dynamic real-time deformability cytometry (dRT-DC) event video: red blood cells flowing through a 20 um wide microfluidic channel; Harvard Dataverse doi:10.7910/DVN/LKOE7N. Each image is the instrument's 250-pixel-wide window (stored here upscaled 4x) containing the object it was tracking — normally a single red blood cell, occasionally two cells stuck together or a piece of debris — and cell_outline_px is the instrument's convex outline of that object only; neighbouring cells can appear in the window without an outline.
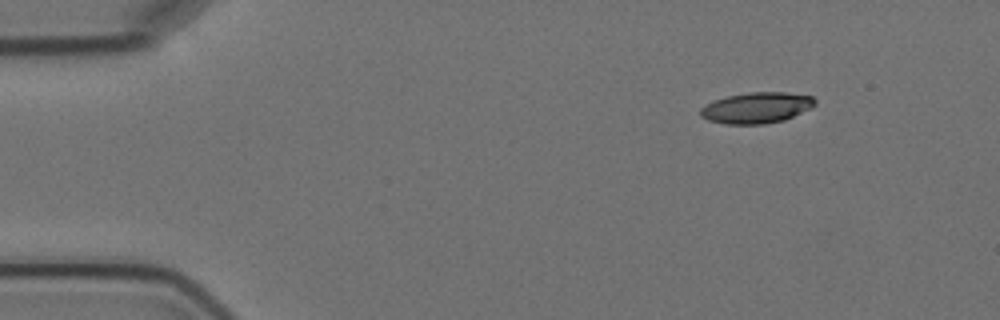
{"species": "Egyptian fruit bat (a non-hibernating species)", "species_latin": "Rousettus aegyptiacus", "temperature_condition": "cold", "stored_images_in_passage": 5, "camera_frame_rate_fps": 3000, "um_per_image_px": 0.085, "animal": {"sex": "female"}, "frame": {"image": 1, "passage_image": 5, "time_ms": 7.0, "image_size_px": [1000, 320], "cell_outline_px": [[816, 104], [812, 108], [784, 120], [764, 124], [724, 124], [708, 120], [700, 116], [700, 108], [712, 100], [728, 96], [748, 92], [784, 92], [812, 96], [816, 100]], "centroid_in_image_um": [64.3, 9.16], "position_along_channel_um": 20.7, "area_um2": 20.81}}